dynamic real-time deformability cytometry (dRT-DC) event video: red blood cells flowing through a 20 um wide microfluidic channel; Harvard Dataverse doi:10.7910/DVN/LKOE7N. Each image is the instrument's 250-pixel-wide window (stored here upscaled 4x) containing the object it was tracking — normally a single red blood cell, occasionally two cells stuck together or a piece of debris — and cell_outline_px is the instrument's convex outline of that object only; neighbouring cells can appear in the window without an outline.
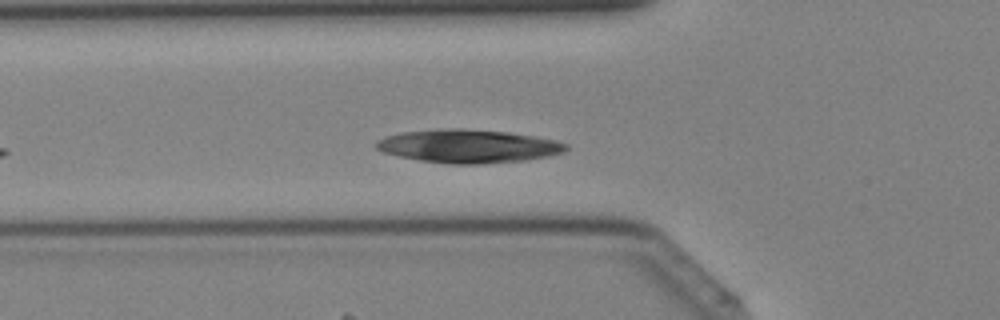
{"species": "Egyptian fruit bat (a non-hibernating species)", "species_latin": "Rousettus aegyptiacus", "temperature_condition": "cold", "stored_images_in_passage": 31, "camera_frame_rate_fps": 3000, "um_per_image_px": 0.085, "animal": {"sex": "female"}, "frame": {"image": 1, "passage_image": 6, "time_ms": 1.667, "image_size_px": [1000, 320], "cell_outline_px": [[568, 148], [564, 152], [548, 156], [524, 160], [480, 164], [452, 164], [420, 160], [400, 156], [384, 152], [376, 148], [376, 140], [384, 136], [400, 132], [440, 128], [460, 128], [508, 132], [556, 140], [568, 144]], "centroid_in_image_um": [39.79, 12.41], "position_along_channel_um": 86.0, "area_um2": 36.88}}
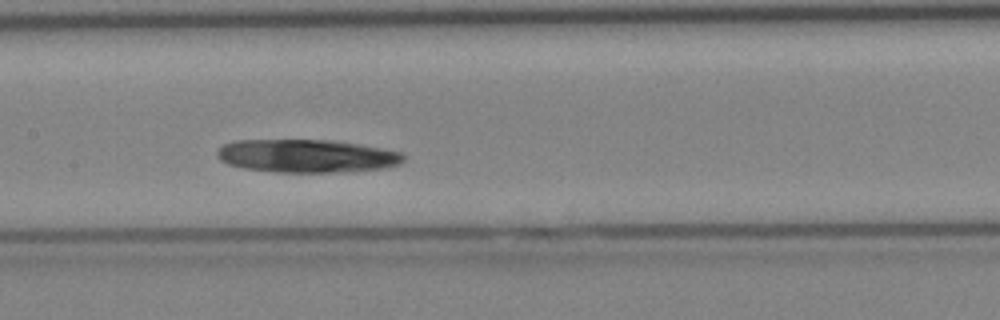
{"frame": {"image": 2, "passage_image": 12, "time_ms": 3.667, "image_size_px": [1000, 320], "cell_outline_px": [[404, 160], [400, 164], [384, 168], [344, 172], [276, 172], [244, 168], [228, 164], [220, 160], [216, 156], [216, 152], [224, 144], [236, 140], [332, 140], [404, 152]], "centroid_in_image_um": [26.07, 13.26], "position_along_channel_um": 181.3, "area_um2": 36.01}}
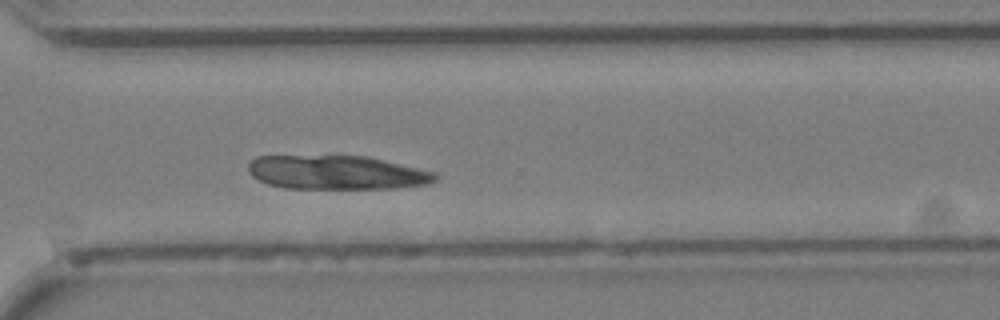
{"frame": {"image": 3, "passage_image": 22, "time_ms": 7.0, "image_size_px": [1000, 320], "cell_outline_px": [[436, 180], [428, 184], [396, 188], [284, 188], [268, 184], [252, 176], [248, 172], [248, 164], [256, 156], [364, 156], [436, 172]], "centroid_in_image_um": [28.59, 14.66], "position_along_channel_um": 342.0, "area_um2": 36.7}}